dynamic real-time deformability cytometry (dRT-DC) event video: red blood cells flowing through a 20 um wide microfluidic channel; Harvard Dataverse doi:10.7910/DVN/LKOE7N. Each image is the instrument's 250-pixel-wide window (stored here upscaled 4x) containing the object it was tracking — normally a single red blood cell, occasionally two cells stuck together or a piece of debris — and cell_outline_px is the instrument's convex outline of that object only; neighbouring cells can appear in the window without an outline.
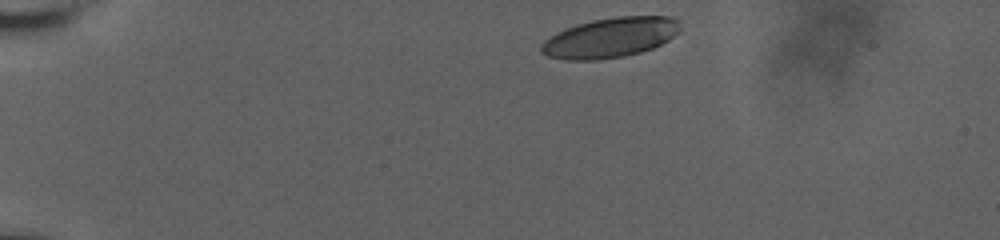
{"species": "human", "species_latin": "Homo sapiens", "temperature_condition": "room temperature", "stored_images_in_passage": 31, "camera_frame_rate_fps": 3000, "um_per_image_px": 0.085, "donor": {"sex": "male"}, "frame": {"image": 1, "passage_image": 1, "time_ms": 0.0, "image_size_px": [1000, 240], "cell_outline_px": [[680, 32], [668, 40], [652, 48], [640, 52], [624, 56], [596, 60], [564, 60], [548, 56], [540, 52], [540, 44], [544, 40], [556, 32], [564, 28], [576, 24], [592, 20], [616, 16], [672, 16], [680, 20]], "centroid_in_image_um": [51.86, 3.19], "position_along_channel_um": 33.1, "area_um2": 32.71}}
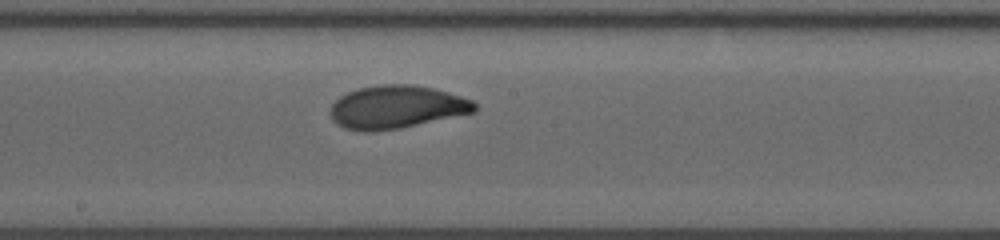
{"frame": {"image": 2, "passage_image": 17, "time_ms": 7.333, "image_size_px": [1000, 240], "cell_outline_px": [[476, 112], [400, 128], [372, 132], [364, 132], [344, 128], [336, 124], [332, 120], [328, 112], [332, 104], [340, 96], [348, 92], [360, 88], [380, 84], [412, 84], [432, 88], [448, 92], [472, 100], [476, 104]], "centroid_in_image_um": [33.67, 9.11], "position_along_channel_um": 214.5, "area_um2": 36.36}}
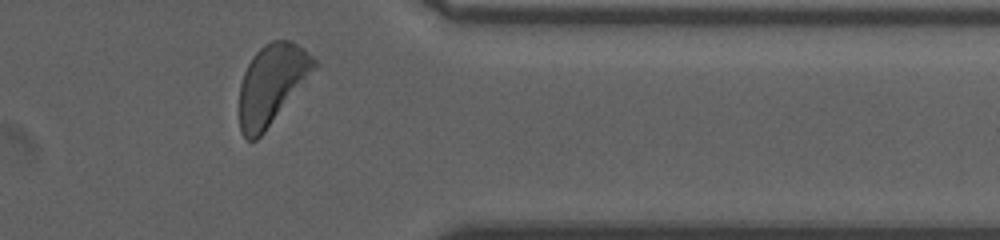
{"frame": {"image": 3, "passage_image": 29, "time_ms": 12.333, "image_size_px": [1000, 240], "cell_outline_px": [[316, 68], [264, 132], [256, 140], [248, 140], [240, 132], [240, 84], [244, 72], [252, 56], [264, 44], [272, 40], [292, 40], [304, 48], [316, 60]], "centroid_in_image_um": [23.09, 7.13], "position_along_channel_um": 388.3, "area_um2": 34.39}, "authors_computed_cell_mechanics": {"area_um2": 35.0268, "velocity_mm_per_s": 3.6332, "shape_relaxation_time_tau1_ms": 3.3893, "shape_relaxation_time_tau2_ms": 1.2962, "deformation_change_tau1": 0.1509, "deformation_change_tau2": 0.0503}}